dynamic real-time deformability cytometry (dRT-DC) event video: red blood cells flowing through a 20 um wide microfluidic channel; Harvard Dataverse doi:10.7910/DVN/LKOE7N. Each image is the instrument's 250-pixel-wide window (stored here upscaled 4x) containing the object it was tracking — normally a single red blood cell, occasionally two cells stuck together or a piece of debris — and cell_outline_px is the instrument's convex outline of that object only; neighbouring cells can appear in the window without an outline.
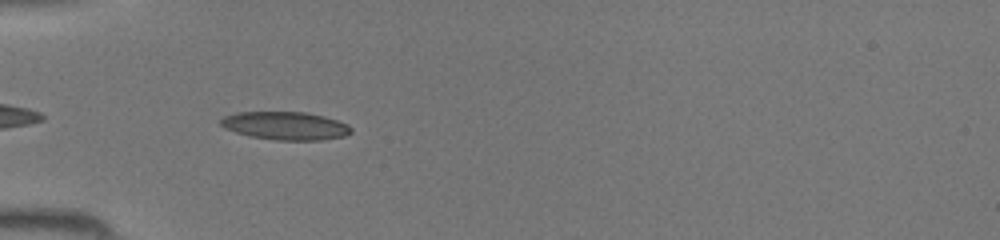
{"species": "common noctule bat (a hibernating species)", "species_latin": "Nyctalus noctula", "temperature_condition": "room temperature", "stored_images_in_passage": 32, "camera_frame_rate_fps": 3000, "um_per_image_px": 0.085, "animal": {"sex": "female", "body_mass_g": 19.5, "forearm_length_mm": 54.1}, "frame": {"image": 1, "passage_image": 2, "time_ms": 0.333, "image_size_px": [1000, 240], "cell_outline_px": [[352, 132], [344, 136], [320, 140], [276, 140], [248, 136], [224, 128], [220, 124], [220, 120], [224, 116], [236, 112], [304, 112], [324, 116], [348, 124], [352, 128]], "centroid_in_image_um": [24.25, 10.69], "position_along_channel_um": 60.8, "area_um2": 21.39}}
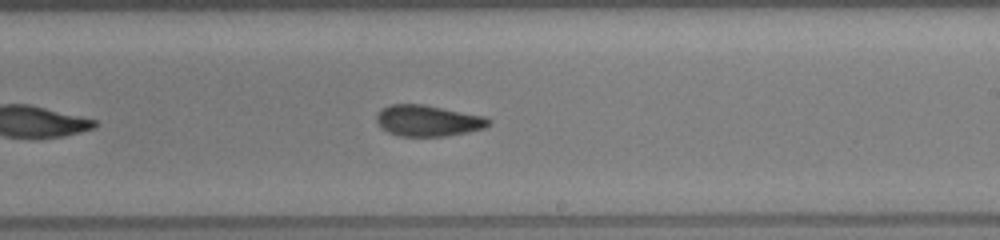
{"frame": {"image": 2, "passage_image": 15, "time_ms": 4.667, "image_size_px": [1000, 240], "cell_outline_px": [[492, 120], [484, 128], [468, 132], [444, 136], [400, 136], [388, 132], [380, 128], [376, 120], [376, 112], [380, 108], [388, 104], [424, 104], [484, 116]], "centroid_in_image_um": [36.32, 10.25], "position_along_channel_um": 252.7, "area_um2": 20.52}}
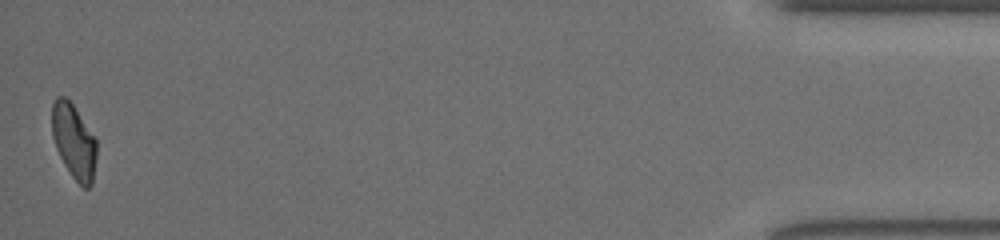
{"frame": {"image": 3, "passage_image": 32, "time_ms": 10.333, "image_size_px": [1000, 240], "cell_outline_px": [[96, 156], [92, 184], [88, 188], [84, 188], [72, 176], [64, 164], [56, 148], [52, 136], [52, 104], [56, 96], [64, 96], [72, 104], [96, 140]], "centroid_in_image_um": [6.26, 12.02], "position_along_channel_um": 428.9, "area_um2": 19.07}}